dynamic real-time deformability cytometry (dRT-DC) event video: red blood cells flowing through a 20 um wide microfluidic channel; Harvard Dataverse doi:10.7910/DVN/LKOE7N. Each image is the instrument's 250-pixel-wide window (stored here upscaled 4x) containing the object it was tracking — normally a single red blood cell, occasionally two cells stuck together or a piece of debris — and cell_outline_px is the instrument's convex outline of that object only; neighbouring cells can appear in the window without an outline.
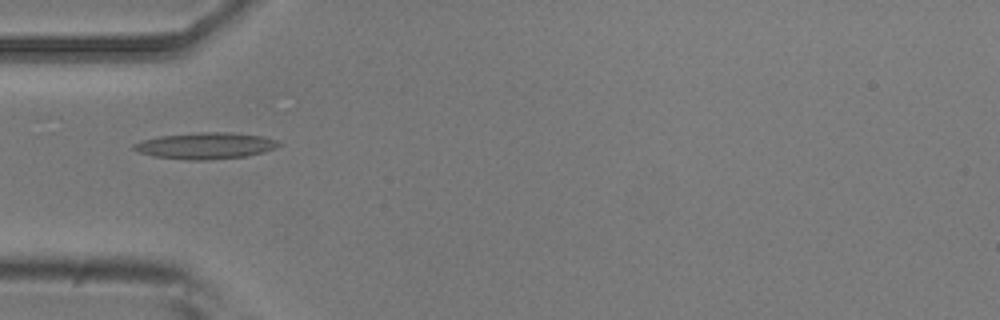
{"species": "common noctule bat (a hibernating species)", "species_latin": "Nyctalus noctula", "temperature_condition": "room temperature", "stored_images_in_passage": 5, "camera_frame_rate_fps": 3000, "um_per_image_px": 0.085, "animal": {"sex": "male", "body_mass_g": 20.5, "forearm_length_mm": 52.5}, "frame": {"image": 1, "passage_image": 5, "time_ms": 4.667, "image_size_px": [1000, 320], "cell_outline_px": [[280, 144], [276, 148], [264, 152], [244, 156], [208, 160], [188, 160], [152, 156], [140, 152], [132, 148], [132, 144], [144, 140], [160, 136], [200, 132], [232, 132], [264, 136], [276, 140]], "centroid_in_image_um": [17.48, 12.38], "position_along_channel_um": 67.5, "area_um2": 22.25}}